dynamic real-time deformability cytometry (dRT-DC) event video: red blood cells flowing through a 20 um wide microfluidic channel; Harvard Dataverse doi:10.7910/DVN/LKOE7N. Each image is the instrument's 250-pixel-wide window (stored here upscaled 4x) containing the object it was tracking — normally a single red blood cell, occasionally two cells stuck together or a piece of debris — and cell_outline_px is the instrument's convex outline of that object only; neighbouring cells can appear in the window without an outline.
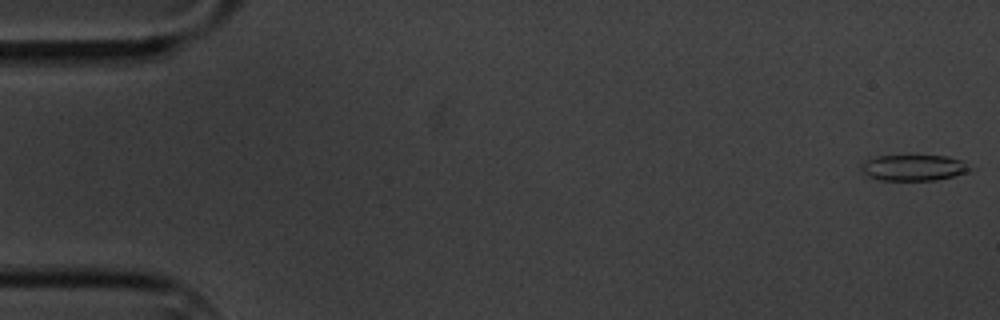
{"species": "common noctule bat (a hibernating species)", "species_latin": "Nyctalus noctula", "temperature_condition": "cold", "stored_images_in_passage": 6, "camera_frame_rate_fps": 3000, "um_per_image_px": 0.085, "animal": {"sex": "male", "body_mass_g": 20.1, "forearm_length_mm": 53.5}, "frame": {"image": 1, "passage_image": 1, "time_ms": 0.0, "image_size_px": [1000, 320], "cell_outline_px": [[972, 172], [936, 180], [880, 180], [868, 176], [864, 172], [860, 164], [864, 160], [876, 156], [948, 156], [960, 160], [972, 168]], "centroid_in_image_um": [77.68, 14.26], "position_along_channel_um": 7.3, "area_um2": 16.47}}